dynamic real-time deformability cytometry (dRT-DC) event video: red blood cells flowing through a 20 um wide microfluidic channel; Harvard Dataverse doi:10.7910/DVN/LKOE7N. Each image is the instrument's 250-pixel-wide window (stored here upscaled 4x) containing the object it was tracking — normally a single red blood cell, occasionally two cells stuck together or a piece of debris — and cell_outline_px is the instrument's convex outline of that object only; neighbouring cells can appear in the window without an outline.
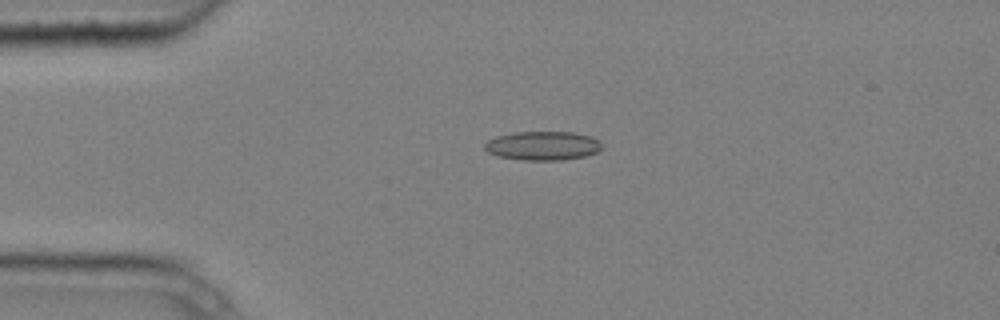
{"species": "common noctule bat (a hibernating species)", "species_latin": "Nyctalus noctula", "temperature_condition": "cold", "stored_images_in_passage": 4, "camera_frame_rate_fps": 3000, "um_per_image_px": 0.085, "animal": {"sex": "male", "body_mass_g": 20.4}, "frame": {"image": 1, "passage_image": 3, "time_ms": 0.667, "image_size_px": [1000, 320], "cell_outline_px": [[600, 148], [596, 152], [584, 156], [564, 160], [524, 160], [496, 156], [488, 152], [484, 148], [484, 144], [488, 140], [496, 136], [512, 132], [572, 132], [592, 136], [600, 140]], "centroid_in_image_um": [46.11, 12.38], "position_along_channel_um": 38.9, "area_um2": 19.83}}